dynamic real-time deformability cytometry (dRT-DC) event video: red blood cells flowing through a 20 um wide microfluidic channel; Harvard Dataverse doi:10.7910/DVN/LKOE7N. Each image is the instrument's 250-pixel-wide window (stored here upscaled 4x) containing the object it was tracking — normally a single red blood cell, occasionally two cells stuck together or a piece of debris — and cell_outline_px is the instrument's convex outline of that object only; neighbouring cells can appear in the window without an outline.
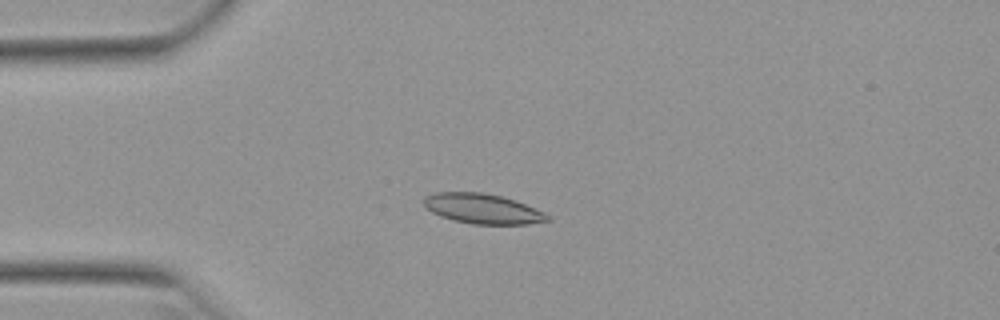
{"species": "Egyptian fruit bat (a non-hibernating species)", "species_latin": "Rousettus aegyptiacus", "temperature_condition": "warm", "stored_images_in_passage": 46, "camera_frame_rate_fps": 3000, "um_per_image_px": 0.085, "animal": {"sex": "female"}, "frame": {"image": 1, "passage_image": 8, "time_ms": 2.333, "image_size_px": [1000, 320], "cell_outline_px": [[552, 220], [528, 224], [472, 224], [452, 220], [440, 216], [424, 208], [424, 196], [436, 192], [484, 192], [516, 200], [544, 212], [552, 216]], "centroid_in_image_um": [41.03, 17.74], "position_along_channel_um": 44.0, "area_um2": 21.85}}
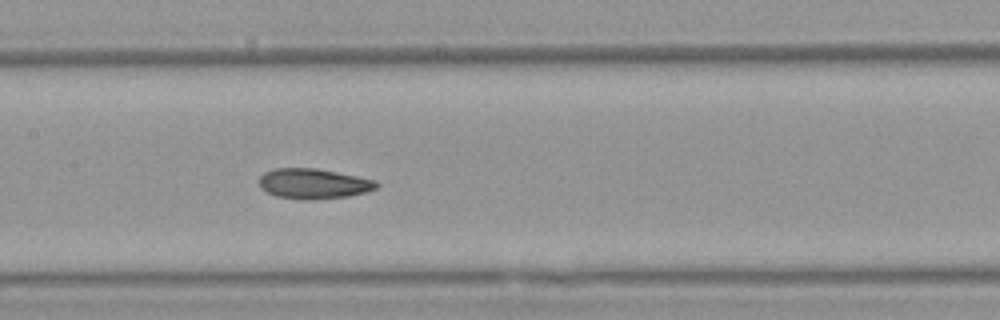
{"frame": {"image": 2, "passage_image": 20, "time_ms": 6.333, "image_size_px": [1000, 320], "cell_outline_px": [[380, 184], [376, 188], [364, 192], [348, 196], [312, 200], [300, 200], [276, 196], [260, 188], [260, 176], [264, 172], [272, 168], [316, 168], [376, 180]], "centroid_in_image_um": [26.62, 15.61], "position_along_channel_um": 180.8, "area_um2": 20.69}}
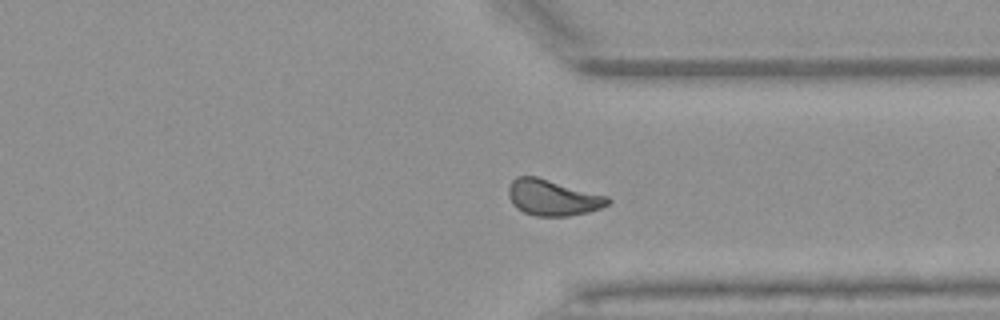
{"frame": {"image": 3, "passage_image": 34, "time_ms": 11.0, "image_size_px": [1000, 320], "cell_outline_px": [[612, 200], [608, 204], [600, 208], [588, 212], [568, 216], [536, 216], [524, 212], [516, 208], [512, 204], [508, 196], [508, 184], [516, 176], [536, 176], [608, 196]], "centroid_in_image_um": [46.95, 16.79], "position_along_channel_um": 364.4, "area_um2": 20.92}, "authors_computed_cell_mechanics": {"area_um2": 20.7213, "velocity_mm_per_s": 3.9447, "shape_relaxation_time_tau1_ms": null, "shape_relaxation_time_tau2_ms": 2.2223, "deformation_change_tau1": null, "deformation_change_tau2": 0.0776}}